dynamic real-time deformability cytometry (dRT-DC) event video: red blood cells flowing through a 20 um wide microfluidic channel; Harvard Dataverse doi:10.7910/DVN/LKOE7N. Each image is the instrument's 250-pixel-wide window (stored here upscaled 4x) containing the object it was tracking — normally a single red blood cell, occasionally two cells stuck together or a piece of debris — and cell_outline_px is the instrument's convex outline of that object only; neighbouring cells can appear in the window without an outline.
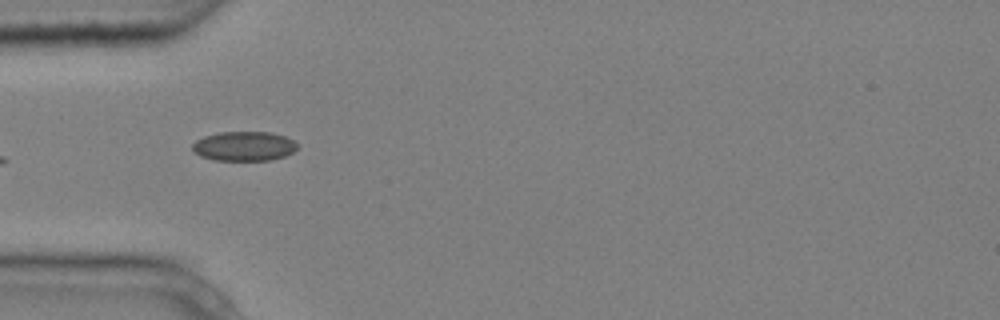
{"species": "common noctule bat (a hibernating species)", "species_latin": "Nyctalus noctula", "temperature_condition": "cold", "stored_images_in_passage": 6, "camera_frame_rate_fps": 3000, "um_per_image_px": 0.085, "animal": {"sex": "male", "body_mass_g": 20.4}, "frame": {"image": 1, "passage_image": 3, "time_ms": 0.667, "image_size_px": [1000, 320], "cell_outline_px": [[300, 144], [292, 152], [284, 156], [268, 160], [216, 160], [200, 156], [192, 148], [192, 144], [196, 140], [204, 136], [220, 132], [272, 132], [296, 140]], "centroid_in_image_um": [20.77, 12.41], "position_along_channel_um": 64.2, "area_um2": 18.03}}
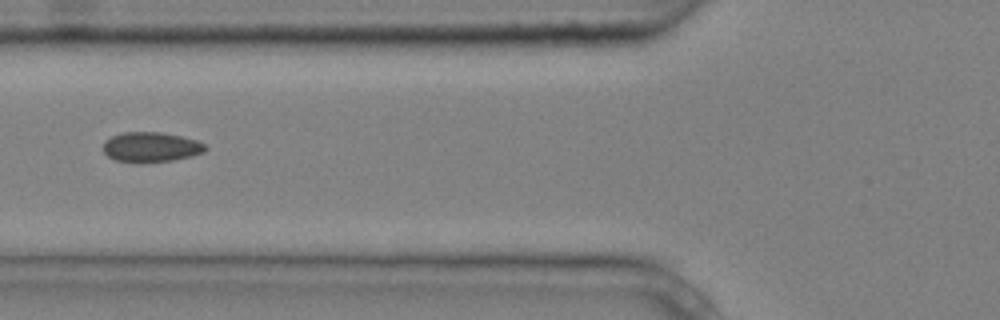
{"frame": {"image": 2, "passage_image": 4, "time_ms": 1.0, "image_size_px": [1000, 320], "cell_outline_px": [[208, 148], [204, 152], [192, 156], [172, 160], [116, 160], [108, 156], [104, 152], [104, 140], [112, 136], [124, 132], [160, 132], [180, 136], [196, 140], [204, 144]], "centroid_in_image_um": [12.86, 12.46], "position_along_channel_um": 112.9, "area_um2": 17.17}}